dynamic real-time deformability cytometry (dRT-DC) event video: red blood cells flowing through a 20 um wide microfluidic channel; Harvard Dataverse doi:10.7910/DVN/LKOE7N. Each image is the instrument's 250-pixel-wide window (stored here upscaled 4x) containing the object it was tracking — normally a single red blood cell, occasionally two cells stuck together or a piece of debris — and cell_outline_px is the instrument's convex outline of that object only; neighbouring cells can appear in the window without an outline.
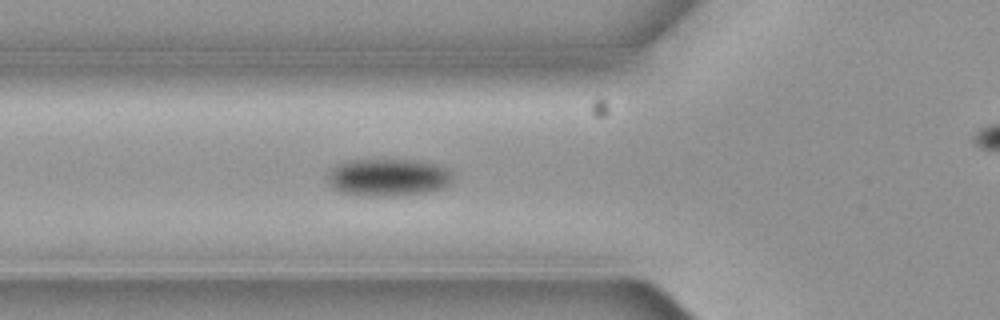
{"species": "common noctule bat (a hibernating species)", "species_latin": "Nyctalus noctula", "temperature_condition": "cold", "stored_images_in_passage": 6, "segment_of_instrument_passage": [1, 2], "camera_frame_rate_fps": 3000, "um_per_image_px": 0.085, "animal": {"sex": "female", "body_mass_g": 19.3, "forearm_length_mm": 54.1}, "frame": {"image": 1, "passage_image": 5, "time_ms": 1.333, "image_size_px": [1000, 320], "cell_outline_px": [[452, 180], [444, 188], [428, 192], [396, 196], [360, 196], [340, 192], [332, 188], [328, 184], [328, 172], [336, 164], [348, 160], [380, 156], [420, 160], [440, 164], [448, 168], [452, 172]], "centroid_in_image_um": [32.98, 15.02], "position_along_channel_um": 92.8, "area_um2": 28.96}}